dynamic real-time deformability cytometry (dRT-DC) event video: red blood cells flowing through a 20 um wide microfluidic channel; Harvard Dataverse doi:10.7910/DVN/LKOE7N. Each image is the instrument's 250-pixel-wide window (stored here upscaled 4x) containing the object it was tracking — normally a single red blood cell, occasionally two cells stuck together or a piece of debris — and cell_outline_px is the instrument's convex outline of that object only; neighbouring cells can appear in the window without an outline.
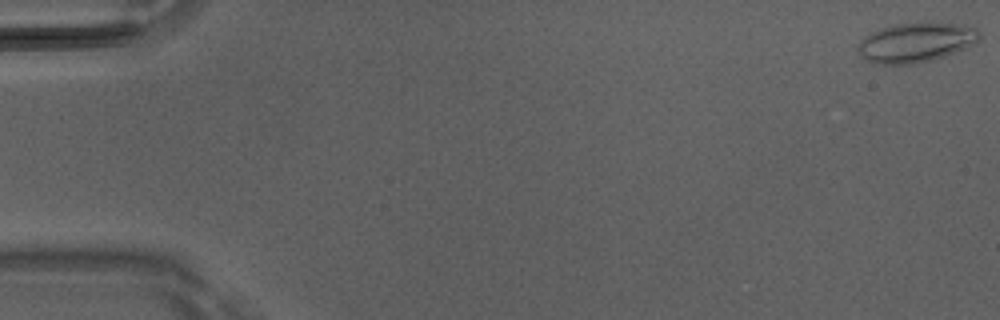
{"species": "Egyptian fruit bat (a non-hibernating species)", "species_latin": "Rousettus aegyptiacus", "temperature_condition": "room temperature", "stored_images_in_passage": 6, "camera_frame_rate_fps": 3000, "um_per_image_px": 0.085, "animal": {"sex": "male"}, "frame": {"image": 1, "passage_image": 1, "time_ms": 0.0, "image_size_px": [1000, 320], "cell_outline_px": [[980, 36], [972, 44], [964, 48], [944, 56], [912, 64], [880, 64], [868, 60], [860, 56], [860, 40], [872, 32], [880, 28], [896, 24], [964, 24], [976, 28], [980, 32]], "centroid_in_image_um": [77.85, 3.61], "position_along_channel_um": 7.2, "area_um2": 27.11}}